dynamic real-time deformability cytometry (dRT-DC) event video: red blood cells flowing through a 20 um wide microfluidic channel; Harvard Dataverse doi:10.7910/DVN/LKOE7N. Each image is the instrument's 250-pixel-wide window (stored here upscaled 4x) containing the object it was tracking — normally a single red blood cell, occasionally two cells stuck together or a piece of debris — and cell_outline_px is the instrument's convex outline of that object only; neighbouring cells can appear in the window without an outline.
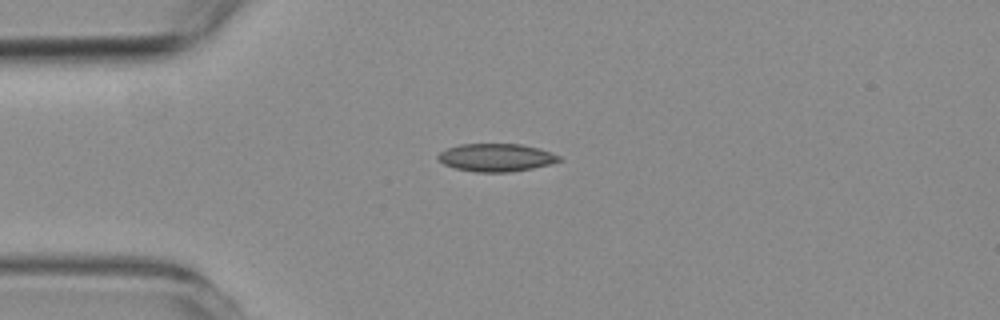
{"species": "common noctule bat (a hibernating species)", "species_latin": "Nyctalus noctula", "temperature_condition": "room temperature", "stored_images_in_passage": 44, "camera_frame_rate_fps": 3000, "um_per_image_px": 0.085, "animal": {"sex": "female", "body_mass_g": 19.3, "forearm_length_mm": 54.1}, "frame": {"image": 1, "passage_image": 1, "time_ms": 0.0, "image_size_px": [1000, 320], "cell_outline_px": [[564, 160], [532, 168], [512, 172], [476, 172], [456, 168], [444, 164], [436, 156], [440, 152], [448, 148], [460, 144], [520, 144], [540, 148], [560, 156]], "centroid_in_image_um": [42.19, 13.39], "position_along_channel_um": 42.8, "area_um2": 19.59}}
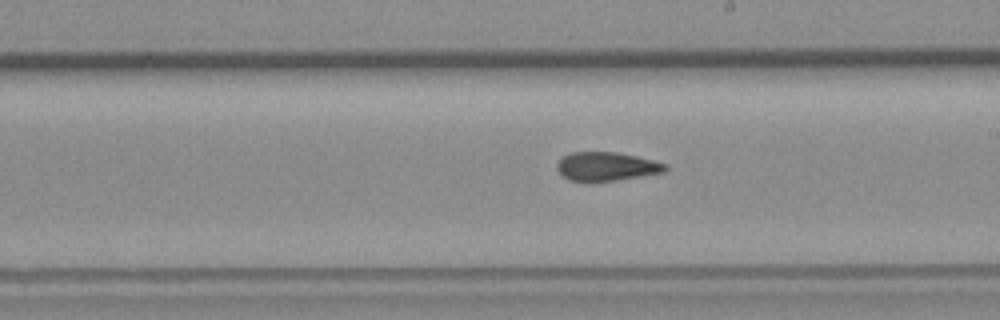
{"frame": {"image": 2, "passage_image": 19, "time_ms": 6.0, "image_size_px": [1000, 320], "cell_outline_px": [[668, 168], [664, 172], [616, 180], [584, 184], [568, 180], [560, 176], [556, 168], [556, 164], [560, 156], [572, 152], [616, 152], [636, 156], [668, 164]], "centroid_in_image_um": [51.45, 14.18], "position_along_channel_um": 237.6, "area_um2": 18.79}}
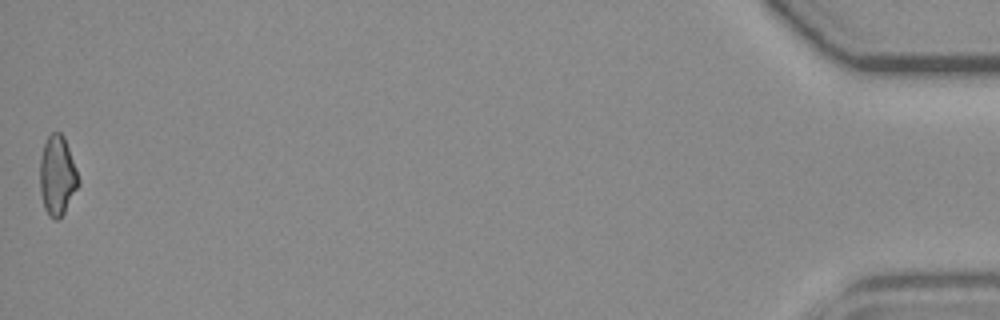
{"frame": {"image": 3, "passage_image": 44, "time_ms": 14.333, "image_size_px": [1000, 320], "cell_outline_px": [[80, 184], [64, 212], [56, 220], [48, 216], [44, 208], [40, 192], [40, 160], [44, 144], [48, 136], [52, 132], [60, 132], [64, 136], [76, 168], [80, 180]], "centroid_in_image_um": [4.87, 14.93], "position_along_channel_um": 430.3, "area_um2": 17.86}, "authors_computed_cell_mechanics": {"area_um2": 18.6983, "velocity_mm_per_s": 3.574, "shape_relaxation_time_tau1_ms": null, "shape_relaxation_time_tau2_ms": 4.4521, "deformation_change_tau1": null, "deformation_change_tau2": 0.0939}}